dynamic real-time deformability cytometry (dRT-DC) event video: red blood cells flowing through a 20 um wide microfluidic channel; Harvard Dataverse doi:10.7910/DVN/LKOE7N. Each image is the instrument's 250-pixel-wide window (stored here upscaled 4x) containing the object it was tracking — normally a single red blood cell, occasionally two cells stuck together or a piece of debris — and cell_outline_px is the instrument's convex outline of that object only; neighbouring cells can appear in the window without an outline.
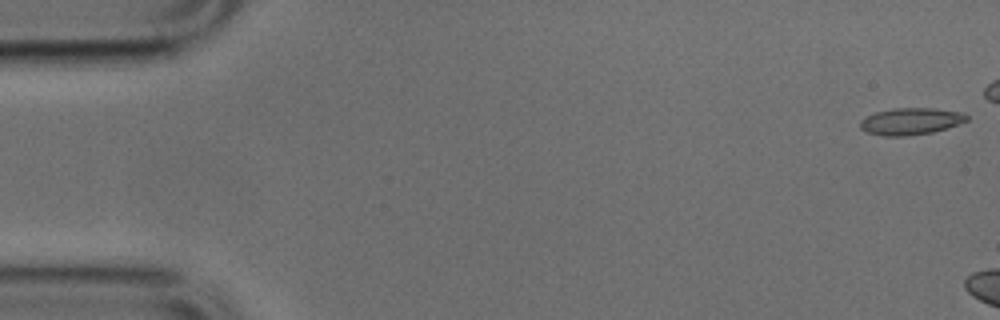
{"species": "common noctule bat (a hibernating species)", "species_latin": "Nyctalus noctula", "temperature_condition": "cold", "stored_images_in_passage": 7, "camera_frame_rate_fps": 3000, "um_per_image_px": 0.085, "animal": {"sex": "male", "body_mass_g": 17.9, "forearm_length_mm": 54.2}, "frame": {"image": 1, "passage_image": 1, "time_ms": 0.0, "image_size_px": [1000, 320], "cell_outline_px": [[968, 120], [932, 132], [908, 136], [884, 136], [868, 132], [860, 128], [860, 120], [876, 112], [896, 108], [932, 108], [964, 112], [968, 116]], "centroid_in_image_um": [77.41, 10.3], "position_along_channel_um": 7.6, "area_um2": 16.47}}